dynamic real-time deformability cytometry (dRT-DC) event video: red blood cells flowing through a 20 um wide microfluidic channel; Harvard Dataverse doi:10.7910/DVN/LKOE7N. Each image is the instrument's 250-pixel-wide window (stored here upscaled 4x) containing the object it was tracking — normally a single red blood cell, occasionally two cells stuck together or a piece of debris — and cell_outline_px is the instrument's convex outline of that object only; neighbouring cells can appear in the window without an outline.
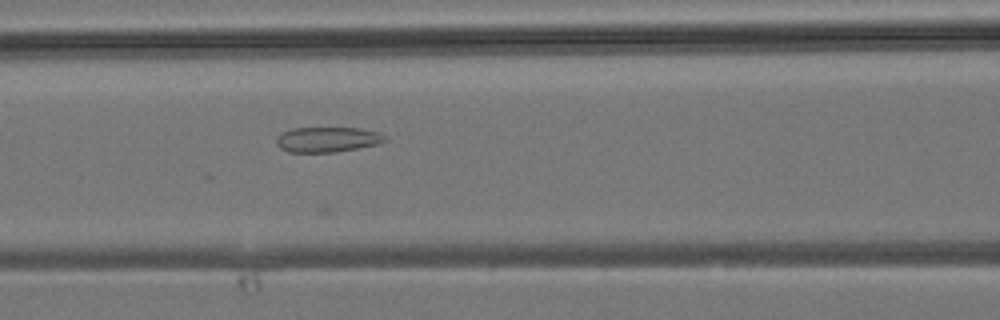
{"species": "common noctule bat (a hibernating species)", "species_latin": "Nyctalus noctula", "temperature_condition": "room temperature", "stored_images_in_passage": 16, "camera_frame_rate_fps": 3000, "um_per_image_px": 0.085, "animal": {"sex": "male", "body_mass_g": 19.2, "forearm_length_mm": 51.8}, "frame": {"image": 1, "passage_image": 12, "time_ms": 3.667, "image_size_px": [1000, 320], "cell_outline_px": [[388, 140], [376, 144], [336, 152], [288, 152], [280, 148], [276, 144], [276, 136], [292, 128], [360, 128], [376, 132], [384, 136]], "centroid_in_image_um": [27.78, 11.86], "position_along_channel_um": 138.8, "area_um2": 15.78}}